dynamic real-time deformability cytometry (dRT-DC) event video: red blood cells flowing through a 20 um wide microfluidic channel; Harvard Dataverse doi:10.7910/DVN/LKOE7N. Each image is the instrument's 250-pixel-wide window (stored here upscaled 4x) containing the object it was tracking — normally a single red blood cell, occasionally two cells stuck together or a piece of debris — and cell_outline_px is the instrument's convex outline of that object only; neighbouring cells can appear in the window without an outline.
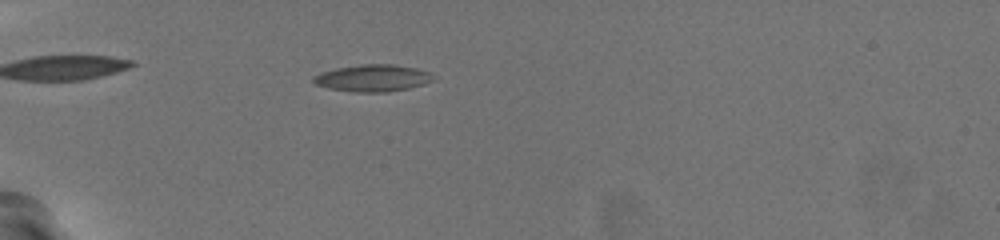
{"species": "common noctule bat (a hibernating species)", "species_latin": "Nyctalus noctula", "temperature_condition": "warm", "stored_images_in_passage": 45, "camera_frame_rate_fps": 3000, "um_per_image_px": 0.085, "animal": {"sex": "female", "body_mass_g": 19.5, "forearm_length_mm": 54.1}, "frame": {"image": 1, "passage_image": 6, "time_ms": 1.667, "image_size_px": [1000, 240], "cell_outline_px": [[432, 80], [424, 84], [408, 88], [388, 92], [356, 92], [328, 88], [316, 84], [312, 80], [312, 76], [320, 72], [336, 68], [360, 64], [396, 64], [416, 68], [428, 72]], "centroid_in_image_um": [31.62, 6.63], "position_along_channel_um": 53.4, "area_um2": 18.73}}
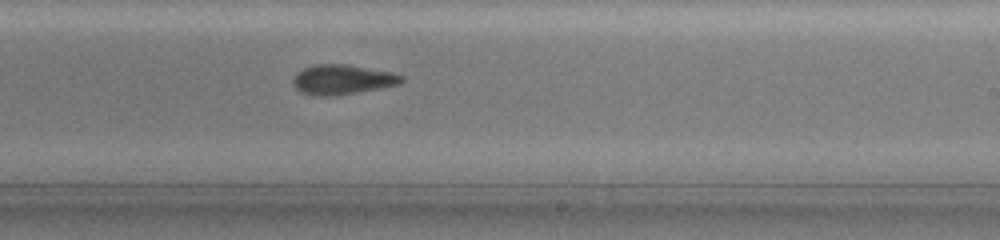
{"frame": {"image": 2, "passage_image": 25, "time_ms": 8.0, "image_size_px": [1000, 240], "cell_outline_px": [[404, 80], [400, 84], [380, 88], [332, 96], [320, 96], [304, 92], [296, 88], [292, 80], [304, 68], [316, 64], [344, 64], [392, 72], [404, 76]], "centroid_in_image_um": [29.15, 6.76], "position_along_channel_um": 259.8, "area_um2": 18.44}}
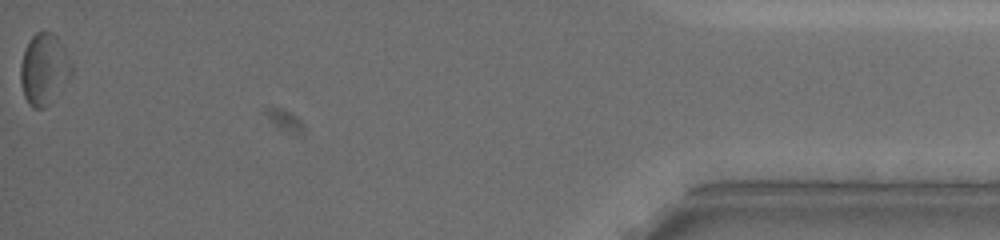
{"frame": {"image": 3, "passage_image": 45, "time_ms": 14.667, "image_size_px": [1000, 240], "cell_outline_px": [[72, 72], [68, 80], [48, 104], [44, 108], [32, 108], [28, 104], [24, 96], [20, 80], [20, 64], [24, 52], [32, 36], [36, 32], [52, 32], [56, 36], [68, 56], [72, 68]], "centroid_in_image_um": [3.72, 5.89], "position_along_channel_um": 431.5, "area_um2": 20.75}, "authors_computed_cell_mechanics": {"area_um2": 18.6694, "velocity_mm_per_s": 3.7272, "shape_relaxation_time_tau1_ms": 3.4818, "shape_relaxation_time_tau2_ms": 4.9145, "deformation_change_tau1": 0.1107, "deformation_change_tau2": 0.1178}}